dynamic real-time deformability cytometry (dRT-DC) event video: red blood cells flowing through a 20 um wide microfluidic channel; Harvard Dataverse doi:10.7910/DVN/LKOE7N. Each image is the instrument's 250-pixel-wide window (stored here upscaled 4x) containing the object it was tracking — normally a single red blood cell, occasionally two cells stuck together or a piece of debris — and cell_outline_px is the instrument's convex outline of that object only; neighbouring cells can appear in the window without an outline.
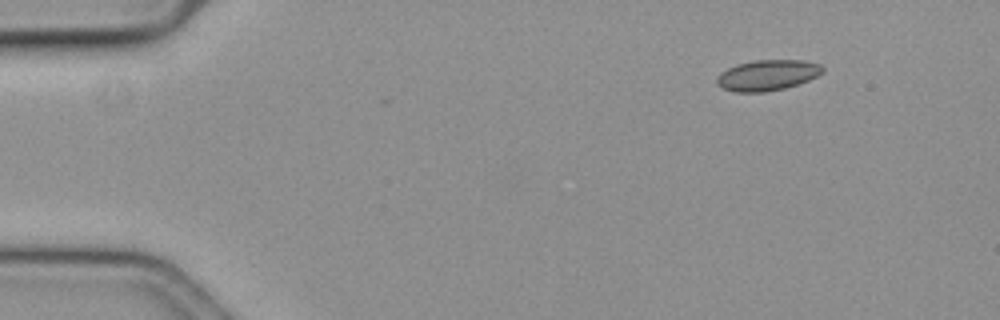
{"species": "common noctule bat (a hibernating species)", "species_latin": "Nyctalus noctula", "temperature_condition": "cold", "stored_images_in_passage": 52, "camera_frame_rate_fps": 3000, "um_per_image_px": 0.085, "animal": {"sex": "female", "body_mass_g": 19.3, "forearm_length_mm": 54.1}, "frame": {"image": 1, "passage_image": 1, "time_ms": 0.0, "image_size_px": [1000, 320], "cell_outline_px": [[824, 72], [808, 80], [784, 88], [764, 92], [736, 92], [724, 88], [716, 84], [716, 76], [720, 72], [736, 64], [756, 60], [800, 60], [820, 64], [824, 68]], "centroid_in_image_um": [65.2, 6.38], "position_along_channel_um": 19.8, "area_um2": 18.84}}
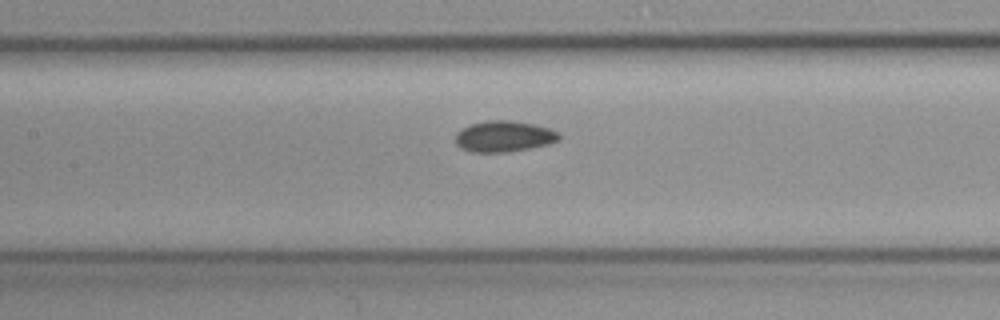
{"frame": {"image": 2, "passage_image": 21, "time_ms": 6.667, "image_size_px": [1000, 320], "cell_outline_px": [[560, 140], [548, 144], [508, 152], [472, 152], [460, 148], [456, 144], [456, 132], [468, 124], [488, 120], [512, 120], [532, 124], [548, 128], [560, 132]], "centroid_in_image_um": [42.82, 11.58], "position_along_channel_um": 164.6, "area_um2": 18.84}}
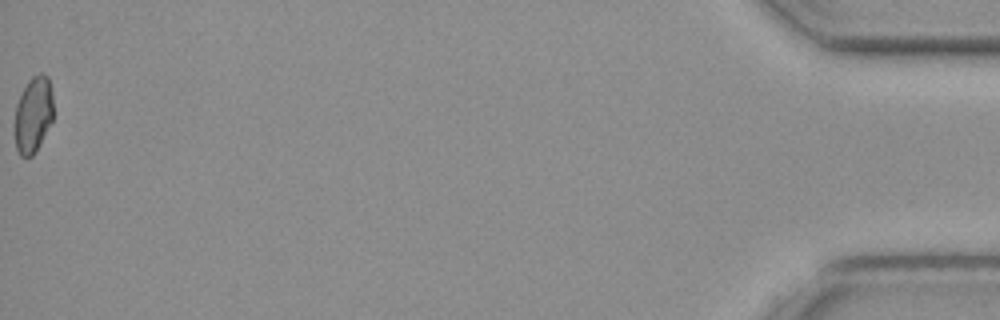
{"frame": {"image": 3, "passage_image": 52, "time_ms": 17.0, "image_size_px": [1000, 320], "cell_outline_px": [[52, 120], [36, 152], [32, 156], [20, 156], [16, 148], [16, 104], [28, 80], [32, 76], [40, 72], [48, 76], [52, 92]], "centroid_in_image_um": [2.84, 9.72], "position_along_channel_um": 432.4, "area_um2": 16.88}, "authors_computed_cell_mechanics": {"area_um2": 18.1781, "velocity_mm_per_s": 3.6175, "shape_relaxation_time_tau1_ms": null, "shape_relaxation_time_tau2_ms": 3.8289, "deformation_change_tau1": null, "deformation_change_tau2": 0.0619}}